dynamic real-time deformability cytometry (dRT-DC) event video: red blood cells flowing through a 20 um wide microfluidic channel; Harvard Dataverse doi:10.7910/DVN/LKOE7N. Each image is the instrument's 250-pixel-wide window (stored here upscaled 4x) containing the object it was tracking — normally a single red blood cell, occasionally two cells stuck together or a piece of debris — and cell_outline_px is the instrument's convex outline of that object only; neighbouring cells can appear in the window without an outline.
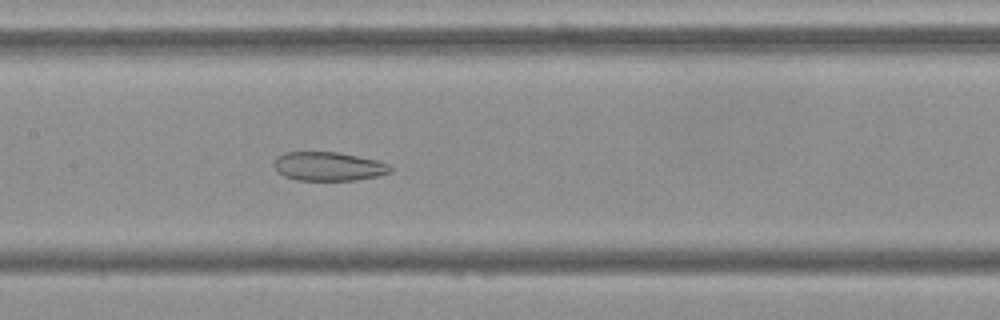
{"species": "Egyptian fruit bat (a non-hibernating species)", "species_latin": "Rousettus aegyptiacus", "temperature_condition": "cold", "stored_images_in_passage": 53, "camera_frame_rate_fps": 3000, "um_per_image_px": 0.085, "frame": {"image": 1, "passage_image": 25, "time_ms": 8.0, "image_size_px": [1000, 320], "cell_outline_px": [[392, 172], [380, 176], [356, 180], [296, 180], [284, 176], [276, 168], [276, 160], [284, 152], [340, 152], [376, 160], [388, 164], [392, 168]], "centroid_in_image_um": [27.99, 14.15], "position_along_channel_um": 179.4, "area_um2": 19.42}}
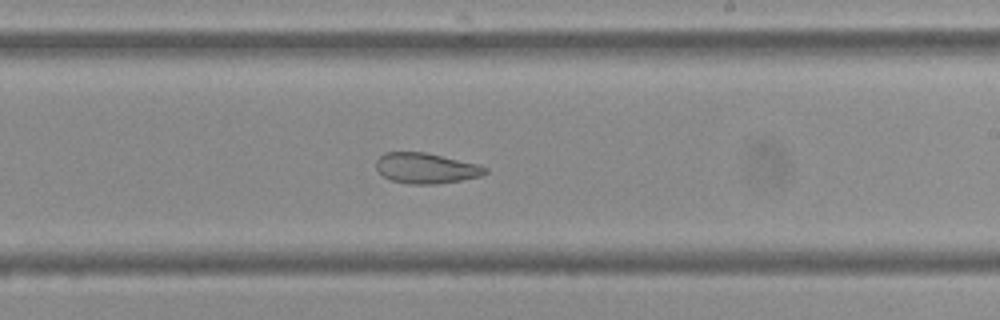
{"frame": {"image": 2, "passage_image": 31, "time_ms": 10.0, "image_size_px": [1000, 320], "cell_outline_px": [[488, 172], [480, 176], [460, 180], [436, 184], [408, 184], [392, 180], [384, 176], [376, 168], [376, 160], [384, 152], [424, 152], [476, 164], [488, 168]], "centroid_in_image_um": [36.19, 14.3], "position_along_channel_um": 252.8, "area_um2": 19.13}}
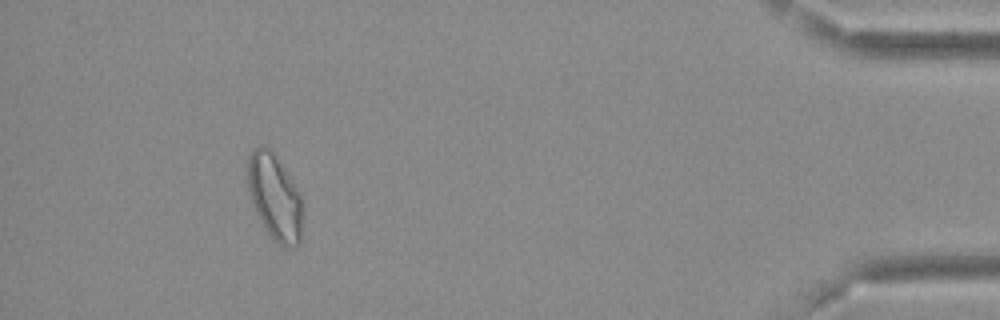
{"frame": {"image": 3, "passage_image": 49, "time_ms": 16.0, "image_size_px": [1000, 320], "cell_outline_px": [[300, 240], [292, 248], [284, 248], [264, 228], [256, 212], [244, 180], [248, 156], [252, 148], [260, 144], [268, 148], [272, 152], [292, 180], [300, 196]], "centroid_in_image_um": [23.26, 16.69], "position_along_channel_um": 411.9, "area_um2": 27.22}, "authors_computed_cell_mechanics": {"area_um2": 25.6632, "velocity_mm_per_s": 3.6775, "shape_relaxation_time_tau1_ms": null, "shape_relaxation_time_tau2_ms": 2.8786, "deformation_change_tau1": null, "deformation_change_tau2": 0.0906}}